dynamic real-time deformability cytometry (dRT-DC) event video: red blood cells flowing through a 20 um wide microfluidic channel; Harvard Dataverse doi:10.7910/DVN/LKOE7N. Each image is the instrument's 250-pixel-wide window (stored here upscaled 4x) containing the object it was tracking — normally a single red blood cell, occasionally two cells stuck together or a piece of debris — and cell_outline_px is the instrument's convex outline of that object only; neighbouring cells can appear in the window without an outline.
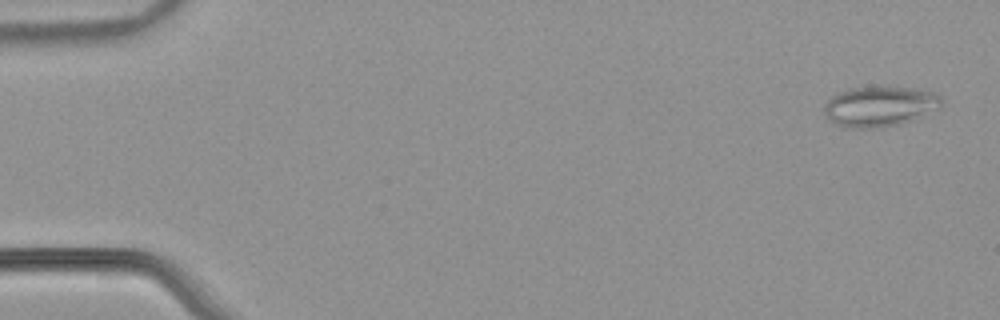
{"species": "common noctule bat (a hibernating species)", "species_latin": "Nyctalus noctula", "temperature_condition": "warm", "stored_images_in_passage": 51, "camera_frame_rate_fps": 3000, "um_per_image_px": 0.085, "animal": {"sex": "male", "body_mass_g": 21.5, "forearm_length_mm": 52.0}, "frame": {"image": 1, "passage_image": 2, "time_ms": 0.333, "image_size_px": [1000, 320], "cell_outline_px": [[940, 104], [912, 120], [880, 128], [844, 128], [836, 124], [824, 112], [824, 104], [832, 96], [848, 88], [880, 84], [908, 88], [932, 92], [940, 96]], "centroid_in_image_um": [74.68, 9.01], "position_along_channel_um": 10.3, "area_um2": 27.4}}
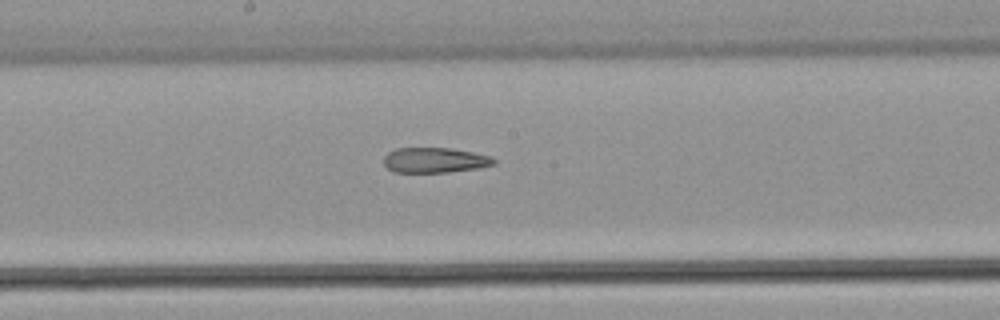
{"frame": {"image": 2, "passage_image": 29, "time_ms": 9.333, "image_size_px": [1000, 320], "cell_outline_px": [[496, 164], [480, 168], [448, 172], [392, 172], [384, 164], [384, 156], [388, 152], [396, 148], [452, 148], [492, 156], [496, 160]], "centroid_in_image_um": [36.98, 13.61], "position_along_channel_um": 211.2, "area_um2": 16.3}}
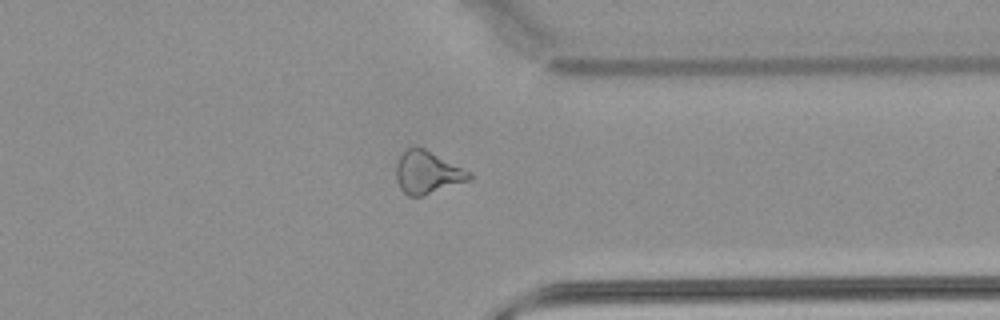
{"frame": {"image": 3, "passage_image": 42, "time_ms": 13.667, "image_size_px": [1000, 320], "cell_outline_px": [[472, 180], [424, 196], [408, 196], [400, 188], [396, 180], [396, 164], [400, 156], [408, 148], [416, 144], [472, 172]], "centroid_in_image_um": [36.35, 14.66], "position_along_channel_um": 375.0, "area_um2": 18.5}, "authors_computed_cell_mechanics": {"area_um2": 18.8428, "velocity_mm_per_s": 3.8538, "shape_relaxation_time_tau1_ms": null, "shape_relaxation_time_tau2_ms": 4.7017, "deformation_change_tau1": null, "deformation_change_tau2": 0.149}}